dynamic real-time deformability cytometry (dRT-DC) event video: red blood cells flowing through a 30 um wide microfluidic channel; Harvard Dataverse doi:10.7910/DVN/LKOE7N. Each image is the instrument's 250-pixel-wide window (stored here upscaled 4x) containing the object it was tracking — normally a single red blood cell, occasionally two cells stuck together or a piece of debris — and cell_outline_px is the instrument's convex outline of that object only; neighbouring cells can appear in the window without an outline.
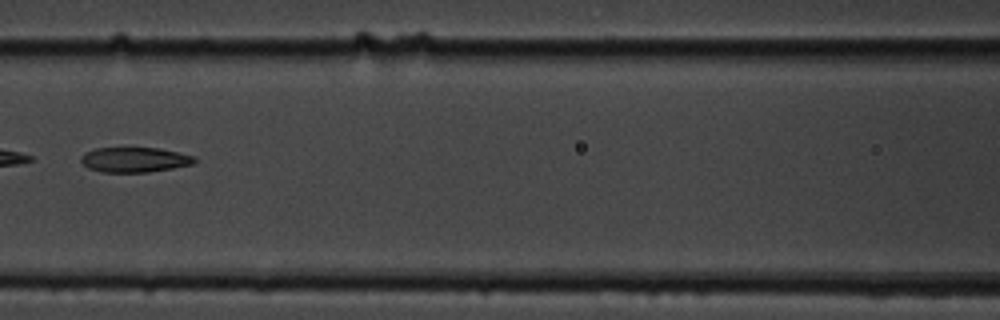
{"species": "common noctule bat (a hibernating species)", "species_latin": "Nyctalus noctula", "temperature_condition": "cold", "stored_images_in_passage": 11, "camera_frame_rate_fps": 3000, "um_per_image_px": 0.085, "animal": {"sex": "male", "body_mass_g": 19.5, "forearm_length_mm": 54.6}, "frame": {"image": 1, "passage_image": 4, "time_ms": 4.333, "image_size_px": [1000, 320], "cell_outline_px": [[196, 160], [192, 164], [172, 168], [148, 172], [104, 172], [88, 168], [80, 160], [80, 156], [84, 152], [96, 148], [160, 148], [196, 156]], "centroid_in_image_um": [11.43, 13.57], "position_along_channel_um": 155.2, "area_um2": 16.53}}
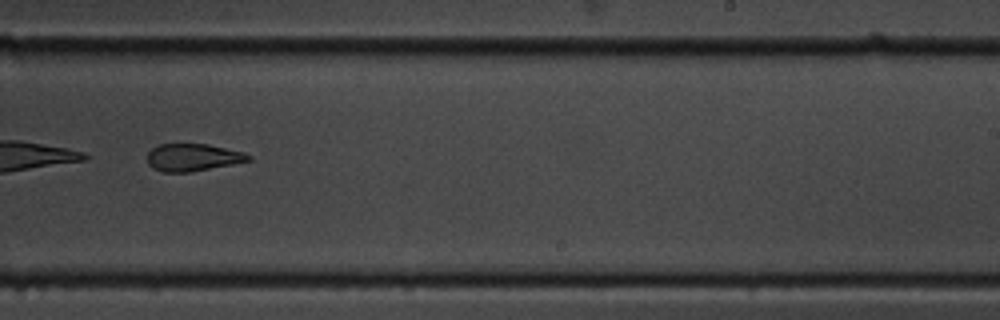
{"frame": {"image": 2, "passage_image": 7, "time_ms": 7.667, "image_size_px": [1000, 320], "cell_outline_px": [[252, 160], [192, 172], [164, 172], [152, 168], [148, 164], [148, 152], [152, 148], [160, 144], [208, 144], [240, 152], [252, 156]], "centroid_in_image_um": [16.36, 13.38], "position_along_channel_um": 272.6, "area_um2": 16.01}}
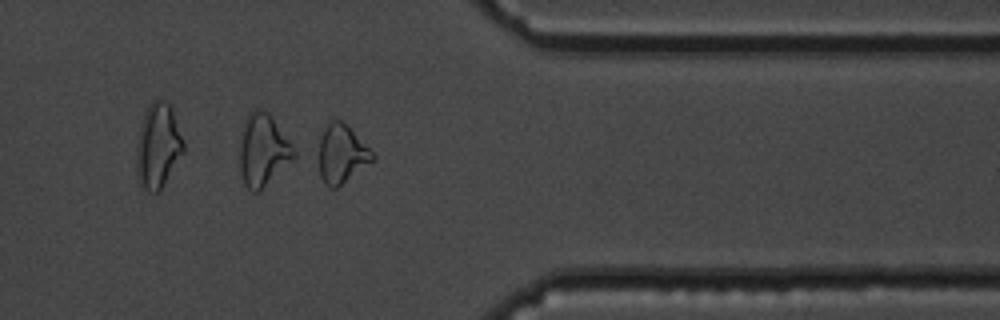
{"frame": {"image": 3, "passage_image": 10, "time_ms": 11.0, "image_size_px": [1000, 320], "cell_outline_px": [[376, 160], [336, 188], [328, 188], [324, 184], [320, 176], [320, 140], [324, 128], [332, 120], [340, 120], [348, 124], [376, 156]], "centroid_in_image_um": [29.08, 13.1], "position_along_channel_um": 382.3, "area_um2": 18.38}}